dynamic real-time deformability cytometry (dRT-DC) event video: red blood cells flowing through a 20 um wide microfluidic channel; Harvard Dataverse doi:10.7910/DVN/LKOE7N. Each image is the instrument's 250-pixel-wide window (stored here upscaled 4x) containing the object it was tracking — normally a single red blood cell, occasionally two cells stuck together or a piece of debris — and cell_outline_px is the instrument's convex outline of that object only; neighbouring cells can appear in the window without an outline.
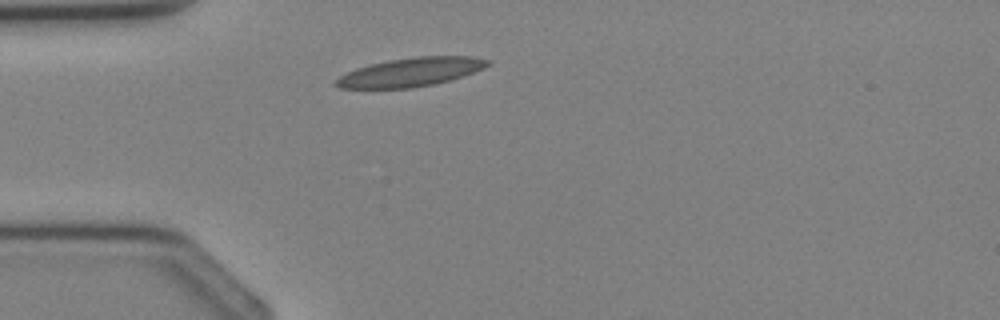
{"species": "Egyptian fruit bat (a non-hibernating species)", "species_latin": "Rousettus aegyptiacus", "temperature_condition": "cold", "stored_images_in_passage": 1, "camera_frame_rate_fps": 3000, "um_per_image_px": 0.085, "animal": {"sex": "female"}, "frame": {"image": 1, "passage_image": 1, "time_ms": 0.0, "image_size_px": [1000, 320], "cell_outline_px": [[492, 64], [484, 68], [464, 76], [436, 84], [412, 88], [340, 88], [332, 84], [340, 76], [356, 68], [388, 60], [416, 56], [472, 56], [492, 60]], "centroid_in_image_um": [34.97, 6.13], "position_along_channel_um": 50.0, "area_um2": 25.55}}